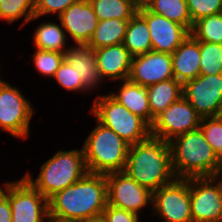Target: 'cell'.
Here are the masks:
<instances>
[{"mask_svg":"<svg viewBox=\"0 0 222 222\" xmlns=\"http://www.w3.org/2000/svg\"><path fill=\"white\" fill-rule=\"evenodd\" d=\"M79 0H35L34 17L31 20H35L45 14H55L59 16L62 14L71 4L76 3Z\"/></svg>","mask_w":222,"mask_h":222,"instance_id":"obj_34","label":"cell"},{"mask_svg":"<svg viewBox=\"0 0 222 222\" xmlns=\"http://www.w3.org/2000/svg\"><path fill=\"white\" fill-rule=\"evenodd\" d=\"M33 60L39 73L47 77H54L63 61V53L36 49Z\"/></svg>","mask_w":222,"mask_h":222,"instance_id":"obj_30","label":"cell"},{"mask_svg":"<svg viewBox=\"0 0 222 222\" xmlns=\"http://www.w3.org/2000/svg\"><path fill=\"white\" fill-rule=\"evenodd\" d=\"M200 121L194 107L182 96L154 119L151 136L169 142L178 135L198 129Z\"/></svg>","mask_w":222,"mask_h":222,"instance_id":"obj_11","label":"cell"},{"mask_svg":"<svg viewBox=\"0 0 222 222\" xmlns=\"http://www.w3.org/2000/svg\"><path fill=\"white\" fill-rule=\"evenodd\" d=\"M123 172L152 193L172 183L176 176L169 142L150 136L130 145Z\"/></svg>","mask_w":222,"mask_h":222,"instance_id":"obj_2","label":"cell"},{"mask_svg":"<svg viewBox=\"0 0 222 222\" xmlns=\"http://www.w3.org/2000/svg\"><path fill=\"white\" fill-rule=\"evenodd\" d=\"M216 117H217L218 120L222 123V107L219 109Z\"/></svg>","mask_w":222,"mask_h":222,"instance_id":"obj_39","label":"cell"},{"mask_svg":"<svg viewBox=\"0 0 222 222\" xmlns=\"http://www.w3.org/2000/svg\"><path fill=\"white\" fill-rule=\"evenodd\" d=\"M108 204L139 215L152 203V192L142 187L125 172L106 174Z\"/></svg>","mask_w":222,"mask_h":222,"instance_id":"obj_13","label":"cell"},{"mask_svg":"<svg viewBox=\"0 0 222 222\" xmlns=\"http://www.w3.org/2000/svg\"><path fill=\"white\" fill-rule=\"evenodd\" d=\"M40 167V173L35 180L29 173H26L24 178L48 200L88 173L83 148L60 150Z\"/></svg>","mask_w":222,"mask_h":222,"instance_id":"obj_4","label":"cell"},{"mask_svg":"<svg viewBox=\"0 0 222 222\" xmlns=\"http://www.w3.org/2000/svg\"><path fill=\"white\" fill-rule=\"evenodd\" d=\"M16 87L0 81V129L14 137H28L33 108Z\"/></svg>","mask_w":222,"mask_h":222,"instance_id":"obj_8","label":"cell"},{"mask_svg":"<svg viewBox=\"0 0 222 222\" xmlns=\"http://www.w3.org/2000/svg\"><path fill=\"white\" fill-rule=\"evenodd\" d=\"M12 210L9 203V198L3 193H0V222H11Z\"/></svg>","mask_w":222,"mask_h":222,"instance_id":"obj_36","label":"cell"},{"mask_svg":"<svg viewBox=\"0 0 222 222\" xmlns=\"http://www.w3.org/2000/svg\"><path fill=\"white\" fill-rule=\"evenodd\" d=\"M138 12L146 19L153 51L172 54L190 34L184 26L148 9Z\"/></svg>","mask_w":222,"mask_h":222,"instance_id":"obj_15","label":"cell"},{"mask_svg":"<svg viewBox=\"0 0 222 222\" xmlns=\"http://www.w3.org/2000/svg\"><path fill=\"white\" fill-rule=\"evenodd\" d=\"M124 47L134 57L152 51V41L146 19L137 12L128 22Z\"/></svg>","mask_w":222,"mask_h":222,"instance_id":"obj_22","label":"cell"},{"mask_svg":"<svg viewBox=\"0 0 222 222\" xmlns=\"http://www.w3.org/2000/svg\"><path fill=\"white\" fill-rule=\"evenodd\" d=\"M57 17L77 45H87L99 23L89 0H79L71 4Z\"/></svg>","mask_w":222,"mask_h":222,"instance_id":"obj_16","label":"cell"},{"mask_svg":"<svg viewBox=\"0 0 222 222\" xmlns=\"http://www.w3.org/2000/svg\"><path fill=\"white\" fill-rule=\"evenodd\" d=\"M193 222H222V186L216 177L190 178Z\"/></svg>","mask_w":222,"mask_h":222,"instance_id":"obj_10","label":"cell"},{"mask_svg":"<svg viewBox=\"0 0 222 222\" xmlns=\"http://www.w3.org/2000/svg\"><path fill=\"white\" fill-rule=\"evenodd\" d=\"M129 20L114 18L99 21L87 45L96 50L123 43Z\"/></svg>","mask_w":222,"mask_h":222,"instance_id":"obj_23","label":"cell"},{"mask_svg":"<svg viewBox=\"0 0 222 222\" xmlns=\"http://www.w3.org/2000/svg\"><path fill=\"white\" fill-rule=\"evenodd\" d=\"M171 54L150 51L132 58L129 80L147 87L173 79Z\"/></svg>","mask_w":222,"mask_h":222,"instance_id":"obj_14","label":"cell"},{"mask_svg":"<svg viewBox=\"0 0 222 222\" xmlns=\"http://www.w3.org/2000/svg\"><path fill=\"white\" fill-rule=\"evenodd\" d=\"M101 218L105 222H140L138 214L113 207L109 204L103 210Z\"/></svg>","mask_w":222,"mask_h":222,"instance_id":"obj_35","label":"cell"},{"mask_svg":"<svg viewBox=\"0 0 222 222\" xmlns=\"http://www.w3.org/2000/svg\"><path fill=\"white\" fill-rule=\"evenodd\" d=\"M91 222H105V221L102 218H100V219L93 220Z\"/></svg>","mask_w":222,"mask_h":222,"instance_id":"obj_40","label":"cell"},{"mask_svg":"<svg viewBox=\"0 0 222 222\" xmlns=\"http://www.w3.org/2000/svg\"><path fill=\"white\" fill-rule=\"evenodd\" d=\"M176 178L215 177L221 159L198 128L169 141Z\"/></svg>","mask_w":222,"mask_h":222,"instance_id":"obj_3","label":"cell"},{"mask_svg":"<svg viewBox=\"0 0 222 222\" xmlns=\"http://www.w3.org/2000/svg\"><path fill=\"white\" fill-rule=\"evenodd\" d=\"M91 112L96 117V121L112 129L129 145L142 142L151 136V126L110 94L98 96Z\"/></svg>","mask_w":222,"mask_h":222,"instance_id":"obj_6","label":"cell"},{"mask_svg":"<svg viewBox=\"0 0 222 222\" xmlns=\"http://www.w3.org/2000/svg\"><path fill=\"white\" fill-rule=\"evenodd\" d=\"M97 123L82 146L88 173L124 171L130 145L112 129Z\"/></svg>","mask_w":222,"mask_h":222,"instance_id":"obj_5","label":"cell"},{"mask_svg":"<svg viewBox=\"0 0 222 222\" xmlns=\"http://www.w3.org/2000/svg\"><path fill=\"white\" fill-rule=\"evenodd\" d=\"M107 204L106 175L87 173L48 200L49 220L91 222L102 217Z\"/></svg>","mask_w":222,"mask_h":222,"instance_id":"obj_1","label":"cell"},{"mask_svg":"<svg viewBox=\"0 0 222 222\" xmlns=\"http://www.w3.org/2000/svg\"><path fill=\"white\" fill-rule=\"evenodd\" d=\"M200 75L222 74V44L199 41Z\"/></svg>","mask_w":222,"mask_h":222,"instance_id":"obj_29","label":"cell"},{"mask_svg":"<svg viewBox=\"0 0 222 222\" xmlns=\"http://www.w3.org/2000/svg\"><path fill=\"white\" fill-rule=\"evenodd\" d=\"M147 9L184 26L189 32L192 30L193 23L186 0H153Z\"/></svg>","mask_w":222,"mask_h":222,"instance_id":"obj_25","label":"cell"},{"mask_svg":"<svg viewBox=\"0 0 222 222\" xmlns=\"http://www.w3.org/2000/svg\"><path fill=\"white\" fill-rule=\"evenodd\" d=\"M36 49L64 53L69 50L66 46V32L62 25L51 22L41 24L33 35Z\"/></svg>","mask_w":222,"mask_h":222,"instance_id":"obj_24","label":"cell"},{"mask_svg":"<svg viewBox=\"0 0 222 222\" xmlns=\"http://www.w3.org/2000/svg\"><path fill=\"white\" fill-rule=\"evenodd\" d=\"M75 46L69 47V50L63 53V60L76 69L88 90L93 89L103 82L96 64L94 49L88 45Z\"/></svg>","mask_w":222,"mask_h":222,"instance_id":"obj_19","label":"cell"},{"mask_svg":"<svg viewBox=\"0 0 222 222\" xmlns=\"http://www.w3.org/2000/svg\"><path fill=\"white\" fill-rule=\"evenodd\" d=\"M12 210L11 222H49L48 199L24 177L4 184Z\"/></svg>","mask_w":222,"mask_h":222,"instance_id":"obj_7","label":"cell"},{"mask_svg":"<svg viewBox=\"0 0 222 222\" xmlns=\"http://www.w3.org/2000/svg\"><path fill=\"white\" fill-rule=\"evenodd\" d=\"M220 174H222V161L220 163V166H219L218 171L215 176L217 178V180H219V182L221 183V186H222V178H220V179L218 178L220 176Z\"/></svg>","mask_w":222,"mask_h":222,"instance_id":"obj_38","label":"cell"},{"mask_svg":"<svg viewBox=\"0 0 222 222\" xmlns=\"http://www.w3.org/2000/svg\"><path fill=\"white\" fill-rule=\"evenodd\" d=\"M183 97L201 117H215L222 107V74L198 75L183 84Z\"/></svg>","mask_w":222,"mask_h":222,"instance_id":"obj_12","label":"cell"},{"mask_svg":"<svg viewBox=\"0 0 222 222\" xmlns=\"http://www.w3.org/2000/svg\"><path fill=\"white\" fill-rule=\"evenodd\" d=\"M173 76L182 85L200 75V44L191 34L171 54Z\"/></svg>","mask_w":222,"mask_h":222,"instance_id":"obj_18","label":"cell"},{"mask_svg":"<svg viewBox=\"0 0 222 222\" xmlns=\"http://www.w3.org/2000/svg\"><path fill=\"white\" fill-rule=\"evenodd\" d=\"M34 11L35 0H0V19L7 20L9 24L24 16L25 25L34 17Z\"/></svg>","mask_w":222,"mask_h":222,"instance_id":"obj_28","label":"cell"},{"mask_svg":"<svg viewBox=\"0 0 222 222\" xmlns=\"http://www.w3.org/2000/svg\"><path fill=\"white\" fill-rule=\"evenodd\" d=\"M137 10L147 9L153 0H127Z\"/></svg>","mask_w":222,"mask_h":222,"instance_id":"obj_37","label":"cell"},{"mask_svg":"<svg viewBox=\"0 0 222 222\" xmlns=\"http://www.w3.org/2000/svg\"><path fill=\"white\" fill-rule=\"evenodd\" d=\"M99 74L114 81L124 82L129 78L133 56L123 43L94 50Z\"/></svg>","mask_w":222,"mask_h":222,"instance_id":"obj_17","label":"cell"},{"mask_svg":"<svg viewBox=\"0 0 222 222\" xmlns=\"http://www.w3.org/2000/svg\"><path fill=\"white\" fill-rule=\"evenodd\" d=\"M190 34L198 41L222 44V13L198 19Z\"/></svg>","mask_w":222,"mask_h":222,"instance_id":"obj_27","label":"cell"},{"mask_svg":"<svg viewBox=\"0 0 222 222\" xmlns=\"http://www.w3.org/2000/svg\"><path fill=\"white\" fill-rule=\"evenodd\" d=\"M199 129L217 156L222 160V123L215 117L201 118Z\"/></svg>","mask_w":222,"mask_h":222,"instance_id":"obj_31","label":"cell"},{"mask_svg":"<svg viewBox=\"0 0 222 222\" xmlns=\"http://www.w3.org/2000/svg\"><path fill=\"white\" fill-rule=\"evenodd\" d=\"M146 90L151 110V125L159 114L183 96V85L174 78L147 86Z\"/></svg>","mask_w":222,"mask_h":222,"instance_id":"obj_21","label":"cell"},{"mask_svg":"<svg viewBox=\"0 0 222 222\" xmlns=\"http://www.w3.org/2000/svg\"><path fill=\"white\" fill-rule=\"evenodd\" d=\"M109 94L130 112L140 116L151 126V110L149 108L146 87L127 79L121 85L118 93L110 91Z\"/></svg>","mask_w":222,"mask_h":222,"instance_id":"obj_20","label":"cell"},{"mask_svg":"<svg viewBox=\"0 0 222 222\" xmlns=\"http://www.w3.org/2000/svg\"><path fill=\"white\" fill-rule=\"evenodd\" d=\"M154 213L165 222H193L190 204V178H176L152 193Z\"/></svg>","mask_w":222,"mask_h":222,"instance_id":"obj_9","label":"cell"},{"mask_svg":"<svg viewBox=\"0 0 222 222\" xmlns=\"http://www.w3.org/2000/svg\"><path fill=\"white\" fill-rule=\"evenodd\" d=\"M192 23L200 18L222 13V0H186Z\"/></svg>","mask_w":222,"mask_h":222,"instance_id":"obj_33","label":"cell"},{"mask_svg":"<svg viewBox=\"0 0 222 222\" xmlns=\"http://www.w3.org/2000/svg\"><path fill=\"white\" fill-rule=\"evenodd\" d=\"M99 21L131 19L138 11L127 0H89Z\"/></svg>","mask_w":222,"mask_h":222,"instance_id":"obj_26","label":"cell"},{"mask_svg":"<svg viewBox=\"0 0 222 222\" xmlns=\"http://www.w3.org/2000/svg\"><path fill=\"white\" fill-rule=\"evenodd\" d=\"M56 81L66 90L69 91H89L83 84L76 69L65 62L64 60L55 72L54 77Z\"/></svg>","mask_w":222,"mask_h":222,"instance_id":"obj_32","label":"cell"}]
</instances>
